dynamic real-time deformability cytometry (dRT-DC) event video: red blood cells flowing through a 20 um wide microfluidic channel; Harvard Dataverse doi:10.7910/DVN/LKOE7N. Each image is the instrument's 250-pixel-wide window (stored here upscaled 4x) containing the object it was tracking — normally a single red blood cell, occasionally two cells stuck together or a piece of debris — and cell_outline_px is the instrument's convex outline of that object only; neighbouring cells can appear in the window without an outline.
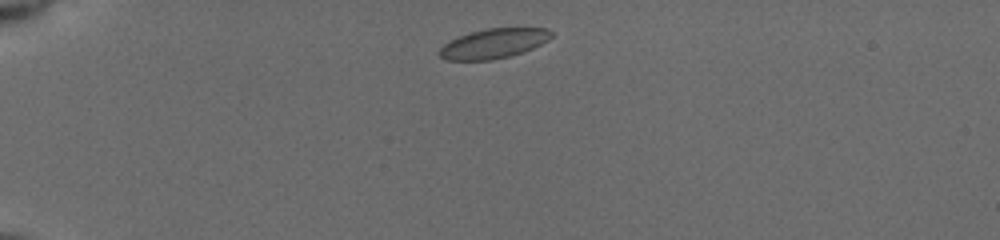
{"species": "common noctule bat (a hibernating species)", "species_latin": "Nyctalus noctula", "temperature_condition": "cold", "stored_images_in_passage": 31, "camera_frame_rate_fps": 3000, "um_per_image_px": 0.085, "animal": {"sex": "female", "body_mass_g": 19.5, "forearm_length_mm": 54.1}, "frame": {"image": 1, "passage_image": 1, "time_ms": 0.0, "image_size_px": [1000, 240], "cell_outline_px": [[552, 36], [548, 40], [532, 48], [508, 56], [492, 60], [444, 60], [440, 56], [440, 48], [444, 44], [460, 36], [484, 28], [548, 28], [552, 32]], "centroid_in_image_um": [41.96, 3.69], "position_along_channel_um": 43.0, "area_um2": 19.07}}
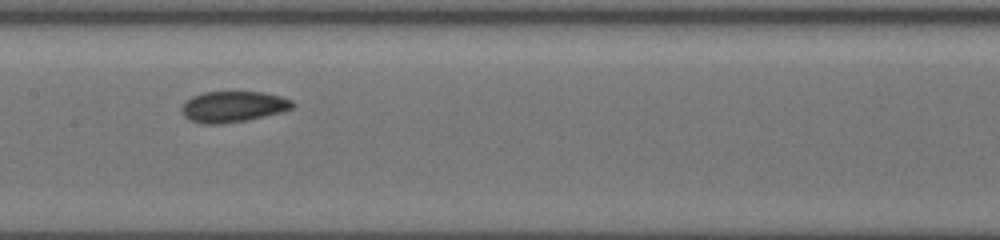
{"frame": {"image": 2, "passage_image": 17, "time_ms": 5.0, "image_size_px": [1000, 240], "cell_outline_px": [[296, 104], [292, 108], [284, 112], [244, 120], [220, 124], [200, 124], [184, 116], [180, 108], [192, 96], [204, 92], [264, 92], [280, 96], [292, 100]], "centroid_in_image_um": [19.84, 9.06], "position_along_channel_um": 187.6, "area_um2": 19.94}}
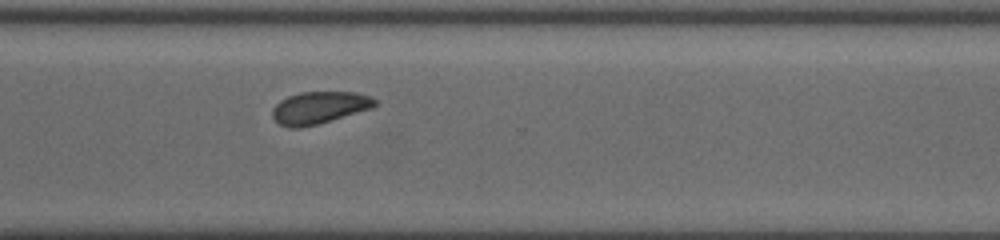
{"frame": {"image": 3, "passage_image": 31, "time_ms": 9.0, "image_size_px": [1000, 240], "cell_outline_px": [[376, 104], [372, 108], [316, 124], [300, 128], [288, 128], [280, 124], [272, 116], [272, 108], [280, 100], [288, 96], [300, 92], [356, 92], [368, 96], [376, 100]], "centroid_in_image_um": [27.1, 9.14], "position_along_channel_um": 343.5, "area_um2": 19.02}}